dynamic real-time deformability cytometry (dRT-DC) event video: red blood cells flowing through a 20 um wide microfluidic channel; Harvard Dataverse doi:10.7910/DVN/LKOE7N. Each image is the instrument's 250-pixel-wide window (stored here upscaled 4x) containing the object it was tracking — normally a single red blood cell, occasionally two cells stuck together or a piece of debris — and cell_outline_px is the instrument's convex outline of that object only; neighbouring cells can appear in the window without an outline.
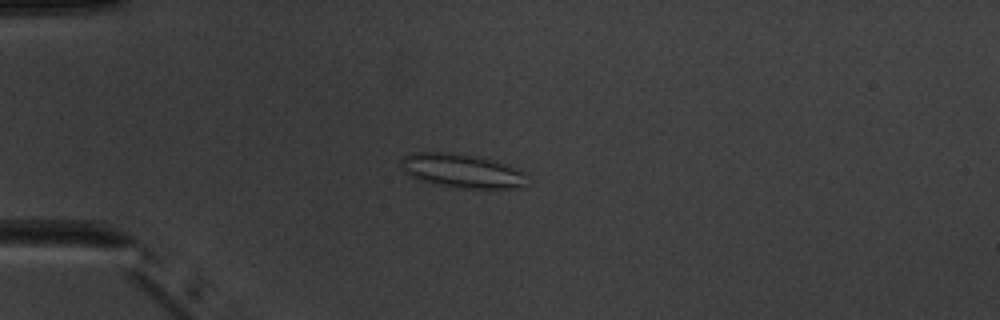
{"species": "common noctule bat (a hibernating species)", "species_latin": "Nyctalus noctula", "temperature_condition": "warm", "stored_images_in_passage": 6, "camera_frame_rate_fps": 3000, "um_per_image_px": 0.085, "animal": {"sex": "male", "body_mass_g": 20.1, "forearm_length_mm": 53.5}, "frame": {"image": 1, "passage_image": 4, "time_ms": 4.333, "image_size_px": [1000, 320], "cell_outline_px": [[528, 184], [520, 188], [460, 188], [420, 180], [404, 172], [400, 164], [400, 160], [404, 156], [412, 152], [452, 152], [492, 160], [504, 164], [520, 172]], "centroid_in_image_um": [39.19, 14.51], "position_along_channel_um": 45.8, "area_um2": 24.39}}
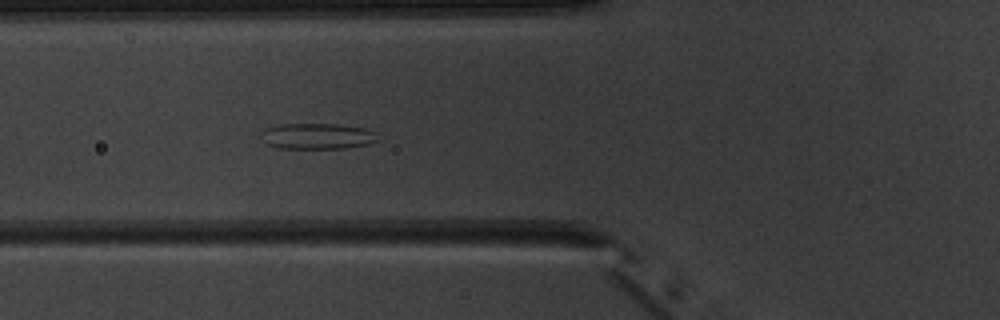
{"frame": {"image": 2, "passage_image": 6, "time_ms": 6.333, "image_size_px": [1000, 320], "cell_outline_px": [[380, 140], [368, 144], [344, 148], [280, 148], [264, 144], [260, 132], [264, 128], [280, 124], [336, 124], [364, 128], [376, 132]], "centroid_in_image_um": [26.95, 11.57], "position_along_channel_um": 98.9, "area_um2": 17.74}}